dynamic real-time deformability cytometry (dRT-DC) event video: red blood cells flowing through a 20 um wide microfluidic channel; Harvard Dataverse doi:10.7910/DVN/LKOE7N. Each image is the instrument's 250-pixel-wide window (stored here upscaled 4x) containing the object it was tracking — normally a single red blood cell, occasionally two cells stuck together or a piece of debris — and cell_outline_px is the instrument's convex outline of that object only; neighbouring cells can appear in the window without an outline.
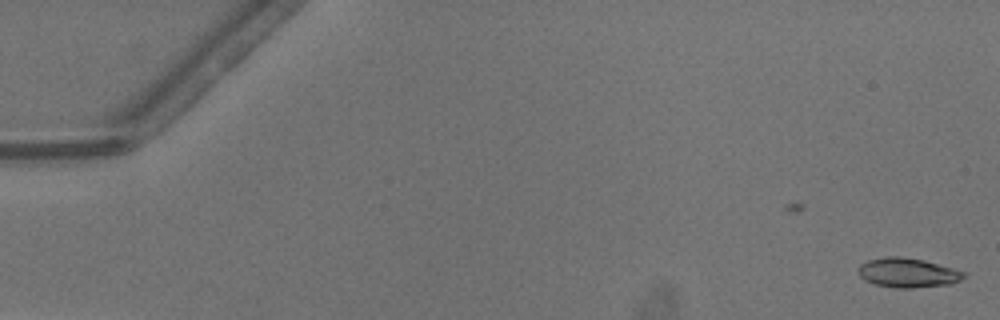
{"species": "common noctule bat (a hibernating species)", "species_latin": "Nyctalus noctula", "temperature_condition": "warm", "stored_images_in_passage": 5, "camera_frame_rate_fps": 3000, "um_per_image_px": 0.085, "animal": {"sex": "male", "body_mass_g": 13.3}, "frame": {"image": 1, "passage_image": 5, "time_ms": 1.333, "image_size_px": [1000, 320], "cell_outline_px": [[968, 276], [952, 284], [912, 288], [896, 288], [876, 284], [864, 280], [856, 272], [860, 264], [868, 260], [884, 256], [900, 256], [924, 260], [952, 268], [964, 272]], "centroid_in_image_um": [77.14, 23.18], "position_along_channel_um": 7.9, "area_um2": 18.26}}